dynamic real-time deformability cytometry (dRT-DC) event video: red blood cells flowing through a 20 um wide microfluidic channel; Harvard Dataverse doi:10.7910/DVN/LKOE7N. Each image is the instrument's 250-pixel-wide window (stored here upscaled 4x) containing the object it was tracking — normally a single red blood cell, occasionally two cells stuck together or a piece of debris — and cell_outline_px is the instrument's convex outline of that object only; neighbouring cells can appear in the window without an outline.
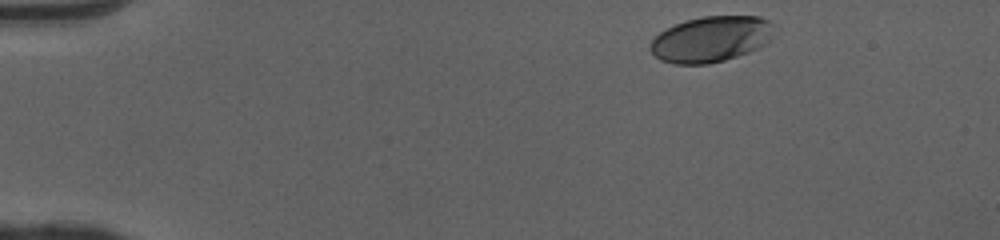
{"species": "human", "species_latin": "Homo sapiens", "temperature_condition": "cold", "stored_images_in_passage": 37, "camera_frame_rate_fps": 3000, "um_per_image_px": 0.085, "donor": {"sex": "female"}, "frame": {"image": 1, "passage_image": 2, "time_ms": 0.333, "image_size_px": [1000, 240], "cell_outline_px": [[772, 40], [748, 52], [724, 60], [708, 64], [672, 64], [660, 60], [648, 48], [648, 44], [660, 32], [684, 20], [704, 16], [760, 16], [768, 20], [772, 24]], "centroid_in_image_um": [60.41, 3.32], "position_along_channel_um": 24.6, "area_um2": 33.0}}
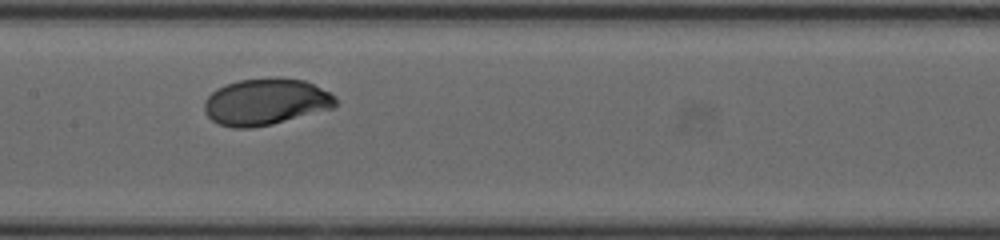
{"frame": {"image": 2, "passage_image": 21, "time_ms": 6.667, "image_size_px": [1000, 240], "cell_outline_px": [[336, 108], [272, 124], [252, 128], [232, 128], [220, 124], [212, 120], [204, 112], [204, 100], [216, 88], [240, 80], [276, 76], [304, 80], [336, 96]], "centroid_in_image_um": [22.59, 8.65], "position_along_channel_um": 184.8, "area_um2": 35.89}}
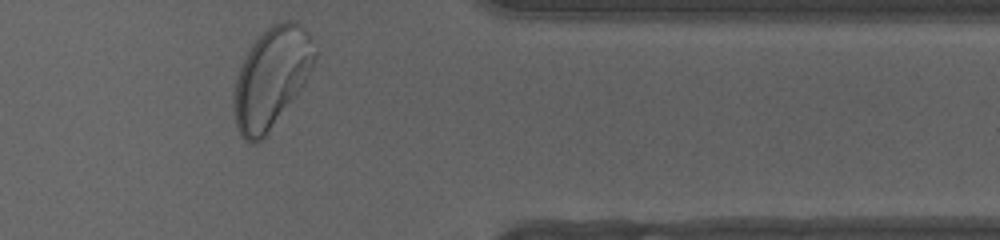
{"frame": {"image": 3, "passage_image": 37, "time_ms": 12.0, "image_size_px": [1000, 240], "cell_outline_px": [[316, 56], [312, 68], [304, 84], [264, 136], [256, 144], [252, 144], [244, 140], [240, 136], [236, 124], [232, 108], [232, 96], [236, 76], [252, 44], [272, 24], [284, 20], [292, 20], [304, 28], [312, 36], [316, 52]], "centroid_in_image_um": [23.05, 6.6], "position_along_channel_um": 388.3, "area_um2": 46.93}, "authors_computed_cell_mechanics": {"area_um2": 35.2002, "velocity_mm_per_s": 4.0319, "shape_relaxation_time_tau1_ms": 1.4316, "shape_relaxation_time_tau2_ms": null, "deformation_change_tau1": 0.1276, "deformation_change_tau2": null}}